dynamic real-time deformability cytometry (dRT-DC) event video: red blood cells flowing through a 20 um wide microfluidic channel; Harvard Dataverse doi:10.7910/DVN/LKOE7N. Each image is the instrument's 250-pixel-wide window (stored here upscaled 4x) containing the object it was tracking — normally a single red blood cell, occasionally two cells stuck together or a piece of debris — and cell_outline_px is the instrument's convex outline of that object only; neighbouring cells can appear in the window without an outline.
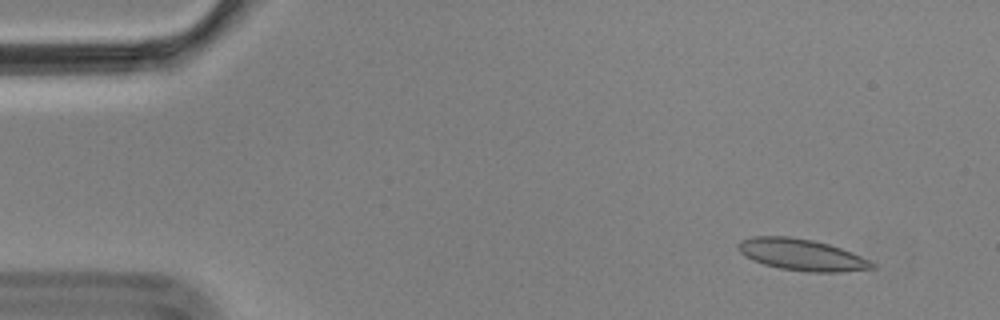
{"species": "Egyptian fruit bat (a non-hibernating species)", "species_latin": "Rousettus aegyptiacus", "temperature_condition": "cold", "stored_images_in_passage": 5, "camera_frame_rate_fps": 3000, "um_per_image_px": 0.085, "animal": {"sex": "male"}, "frame": {"image": 1, "passage_image": 2, "time_ms": 0.333, "image_size_px": [1000, 320], "cell_outline_px": [[876, 268], [840, 272], [808, 272], [780, 268], [764, 264], [752, 260], [744, 256], [736, 248], [736, 244], [740, 240], [752, 236], [788, 236], [812, 240], [828, 244], [852, 252], [876, 264]], "centroid_in_image_um": [68.1, 21.65], "position_along_channel_um": 16.9, "area_um2": 24.68}}
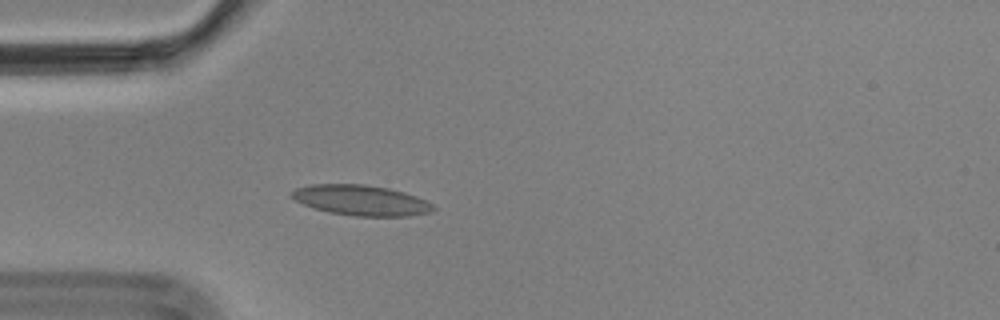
{"frame": {"image": 2, "passage_image": 5, "time_ms": 1.333, "image_size_px": [1000, 320], "cell_outline_px": [[436, 208], [432, 212], [408, 216], [356, 216], [328, 212], [304, 204], [296, 200], [292, 196], [292, 192], [296, 188], [308, 184], [364, 184], [388, 188], [404, 192], [416, 196], [432, 204]], "centroid_in_image_um": [30.71, 17.02], "position_along_channel_um": 54.3, "area_um2": 24.91}}